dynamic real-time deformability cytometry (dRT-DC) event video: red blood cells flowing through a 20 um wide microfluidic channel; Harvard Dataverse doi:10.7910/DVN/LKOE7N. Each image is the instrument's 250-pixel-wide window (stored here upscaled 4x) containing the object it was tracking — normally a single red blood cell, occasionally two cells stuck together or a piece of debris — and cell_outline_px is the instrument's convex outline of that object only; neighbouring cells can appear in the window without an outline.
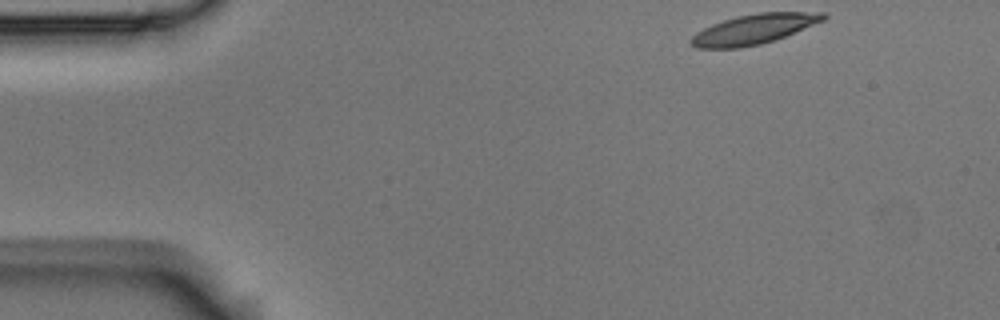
{"species": "Egyptian fruit bat (a non-hibernating species)", "species_latin": "Rousettus aegyptiacus", "temperature_condition": "room temperature", "stored_images_in_passage": 4, "segment_of_instrument_passage": [1, 2], "camera_frame_rate_fps": 3000, "um_per_image_px": 0.085, "animal": {"sex": "male"}, "frame": {"image": 1, "passage_image": 1, "time_ms": 0.0, "image_size_px": [1000, 320], "cell_outline_px": [[828, 16], [824, 20], [776, 40], [760, 44], [740, 48], [696, 48], [688, 40], [696, 32], [712, 24], [736, 16], [756, 12], [824, 12]], "centroid_in_image_um": [64.08, 2.47], "position_along_channel_um": 20.9, "area_um2": 23.12}}
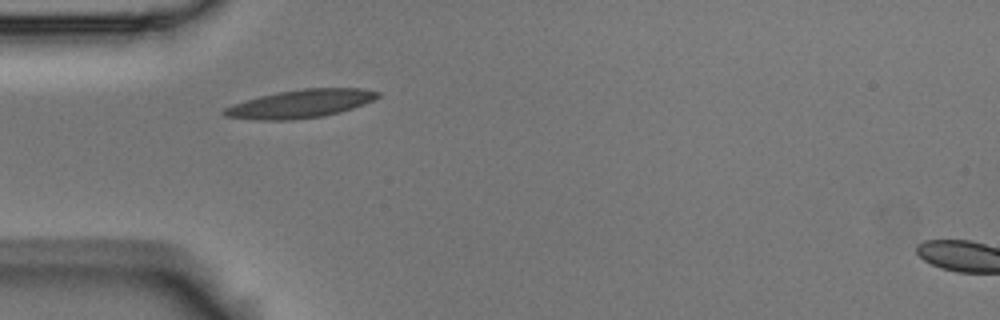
{"frame": {"image": 2, "passage_image": 3, "time_ms": 0.667, "image_size_px": [1000, 320], "cell_outline_px": [[380, 96], [364, 104], [340, 112], [324, 116], [288, 120], [260, 120], [224, 116], [220, 112], [224, 108], [232, 104], [244, 100], [260, 96], [280, 92], [304, 88], [360, 88], [380, 92]], "centroid_in_image_um": [25.52, 8.82], "position_along_channel_um": 59.5, "area_um2": 25.14}}